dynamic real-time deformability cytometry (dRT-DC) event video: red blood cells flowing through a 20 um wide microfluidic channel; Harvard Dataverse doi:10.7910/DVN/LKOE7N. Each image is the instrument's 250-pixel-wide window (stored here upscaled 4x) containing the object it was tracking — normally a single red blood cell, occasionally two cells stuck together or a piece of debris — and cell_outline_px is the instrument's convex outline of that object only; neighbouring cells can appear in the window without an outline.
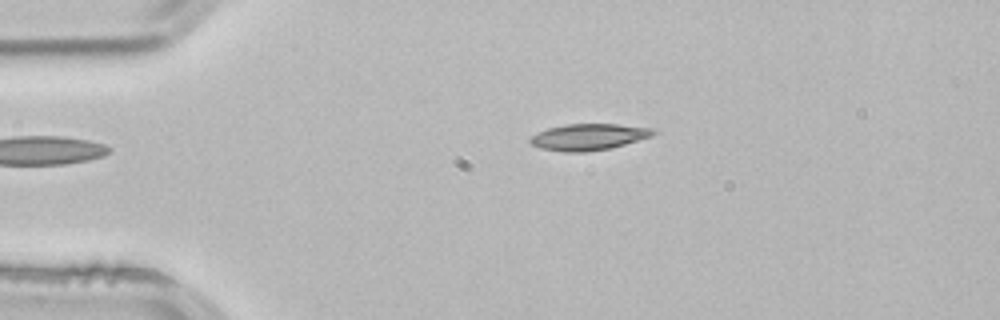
{"species": "common noctule bat (a hibernating species)", "species_latin": "Nyctalus noctula", "temperature_condition": "room temperature", "stored_images_in_passage": 5, "camera_frame_rate_fps": 3000, "um_per_image_px": 0.085, "animal": {"sex": "male", "body_mass_g": 21.5, "forearm_length_mm": 52.0}, "frame": {"image": 1, "passage_image": 3, "time_ms": 0.667, "image_size_px": [1000, 320], "cell_outline_px": [[656, 132], [652, 136], [612, 148], [584, 152], [564, 152], [540, 148], [532, 144], [528, 140], [536, 132], [548, 128], [564, 124], [616, 124], [652, 128]], "centroid_in_image_um": [50.01, 11.64], "position_along_channel_um": 35.0, "area_um2": 18.96}}